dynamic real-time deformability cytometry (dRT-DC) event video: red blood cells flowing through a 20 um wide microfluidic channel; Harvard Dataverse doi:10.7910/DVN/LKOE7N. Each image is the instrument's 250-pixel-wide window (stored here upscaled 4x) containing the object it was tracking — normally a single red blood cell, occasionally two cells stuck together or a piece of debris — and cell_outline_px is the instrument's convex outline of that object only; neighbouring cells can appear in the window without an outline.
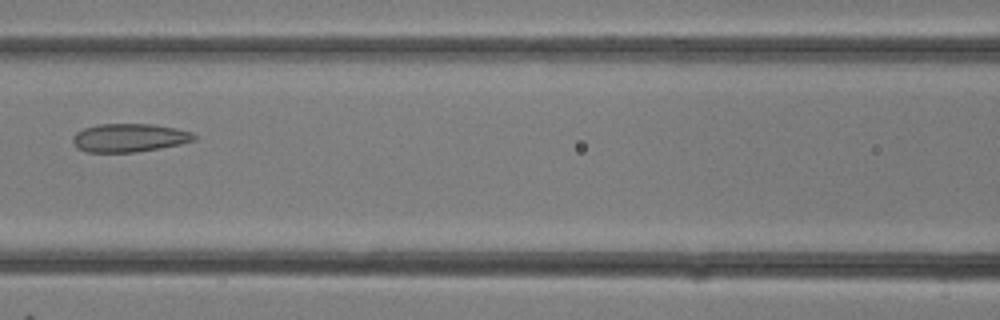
{"species": "common noctule bat (a hibernating species)", "species_latin": "Nyctalus noctula", "temperature_condition": "room temperature", "stored_images_in_passage": 19, "camera_frame_rate_fps": 3000, "um_per_image_px": 0.085, "animal": {"sex": "female"}, "frame": {"image": 1, "passage_image": 14, "time_ms": 4.333, "image_size_px": [1000, 320], "cell_outline_px": [[196, 140], [180, 144], [160, 148], [136, 152], [88, 152], [76, 148], [72, 140], [72, 136], [76, 132], [84, 128], [100, 124], [152, 124], [176, 128], [192, 132], [196, 136]], "centroid_in_image_um": [10.98, 11.71], "position_along_channel_um": 155.6, "area_um2": 20.11}}
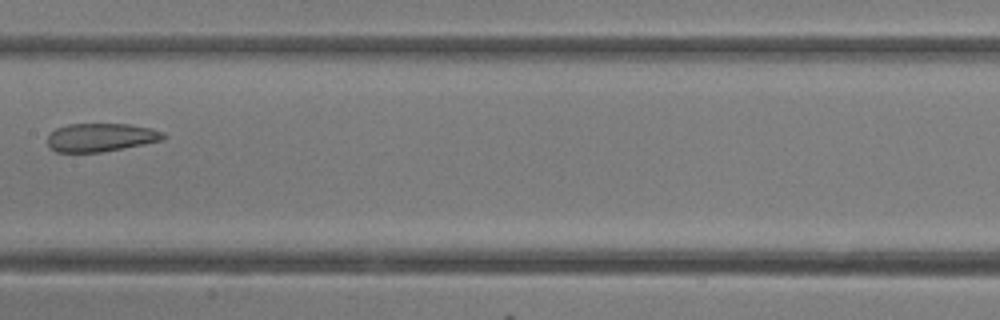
{"frame": {"image": 2, "passage_image": 16, "time_ms": 5.0, "image_size_px": [1000, 320], "cell_outline_px": [[168, 136], [164, 140], [144, 144], [100, 152], [56, 152], [48, 144], [48, 136], [56, 128], [68, 124], [128, 124], [152, 128], [164, 132]], "centroid_in_image_um": [8.62, 11.67], "position_along_channel_um": 198.8, "area_um2": 19.13}}
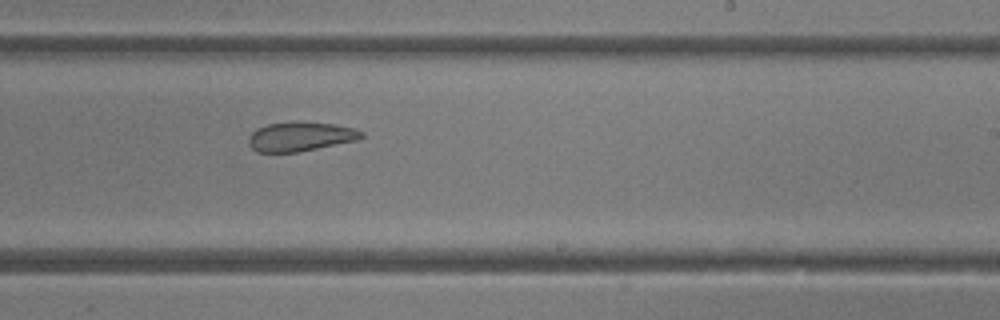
{"frame": {"image": 3, "passage_image": 19, "time_ms": 6.0, "image_size_px": [1000, 320], "cell_outline_px": [[364, 136], [360, 140], [300, 152], [256, 152], [248, 144], [248, 136], [256, 128], [268, 124], [332, 124], [356, 128], [364, 132]], "centroid_in_image_um": [25.57, 11.66], "position_along_channel_um": 263.4, "area_um2": 18.9}}